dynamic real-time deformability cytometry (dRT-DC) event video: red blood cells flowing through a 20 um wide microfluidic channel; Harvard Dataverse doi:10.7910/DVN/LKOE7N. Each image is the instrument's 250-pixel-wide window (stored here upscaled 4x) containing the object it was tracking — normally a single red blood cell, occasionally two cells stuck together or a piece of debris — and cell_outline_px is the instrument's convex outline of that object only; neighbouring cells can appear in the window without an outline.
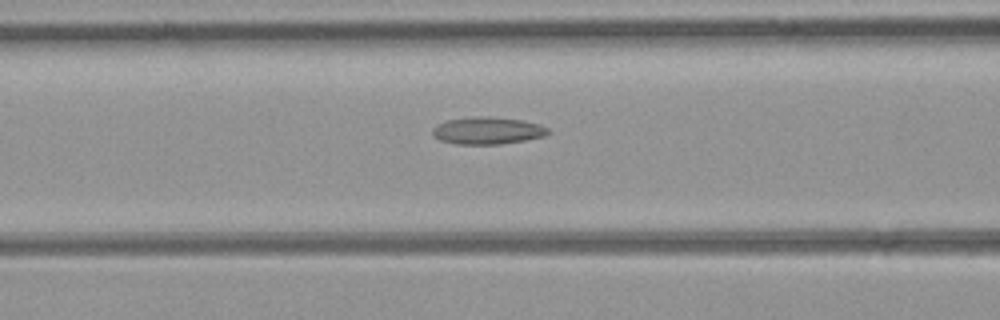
{"species": "common noctule bat (a hibernating species)", "species_latin": "Nyctalus noctula", "temperature_condition": "room temperature", "stored_images_in_passage": 27, "camera_frame_rate_fps": 3000, "um_per_image_px": 0.085, "animal": {"sex": "female", "body_mass_g": 21.9}, "frame": {"image": 1, "passage_image": 6, "time_ms": 1.667, "image_size_px": [1000, 320], "cell_outline_px": [[548, 132], [544, 136], [524, 140], [500, 144], [456, 144], [440, 140], [432, 136], [432, 128], [436, 124], [448, 120], [476, 116], [488, 116], [524, 120], [540, 124], [548, 128]], "centroid_in_image_um": [41.41, 11.09], "position_along_channel_um": 125.2, "area_um2": 18.38}}
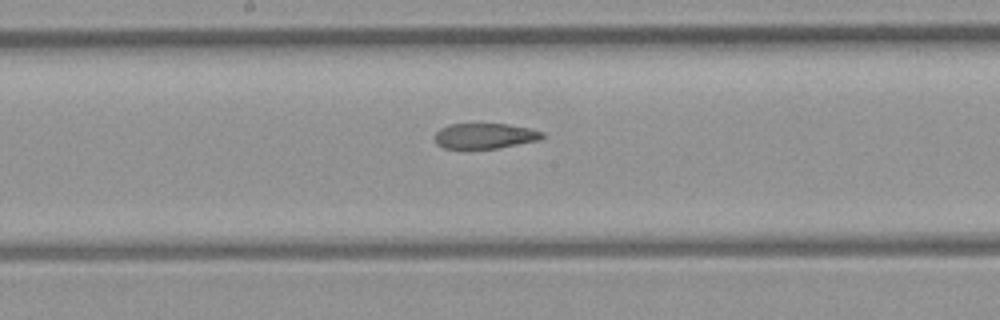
{"frame": {"image": 2, "passage_image": 12, "time_ms": 3.667, "image_size_px": [1000, 320], "cell_outline_px": [[544, 136], [540, 140], [496, 148], [444, 148], [436, 144], [436, 132], [440, 128], [448, 124], [508, 124], [528, 128], [544, 132]], "centroid_in_image_um": [41.21, 11.54], "position_along_channel_um": 207.0, "area_um2": 15.78}}
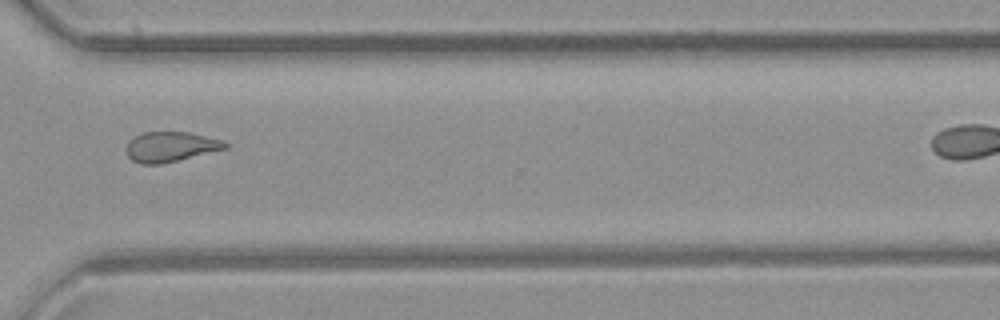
{"frame": {"image": 3, "passage_image": 23, "time_ms": 7.333, "image_size_px": [1000, 320], "cell_outline_px": [[228, 148], [160, 164], [140, 164], [132, 160], [128, 156], [124, 148], [128, 140], [144, 132], [188, 132], [224, 140], [228, 144]], "centroid_in_image_um": [14.47, 12.47], "position_along_channel_um": 356.1, "area_um2": 17.34}}